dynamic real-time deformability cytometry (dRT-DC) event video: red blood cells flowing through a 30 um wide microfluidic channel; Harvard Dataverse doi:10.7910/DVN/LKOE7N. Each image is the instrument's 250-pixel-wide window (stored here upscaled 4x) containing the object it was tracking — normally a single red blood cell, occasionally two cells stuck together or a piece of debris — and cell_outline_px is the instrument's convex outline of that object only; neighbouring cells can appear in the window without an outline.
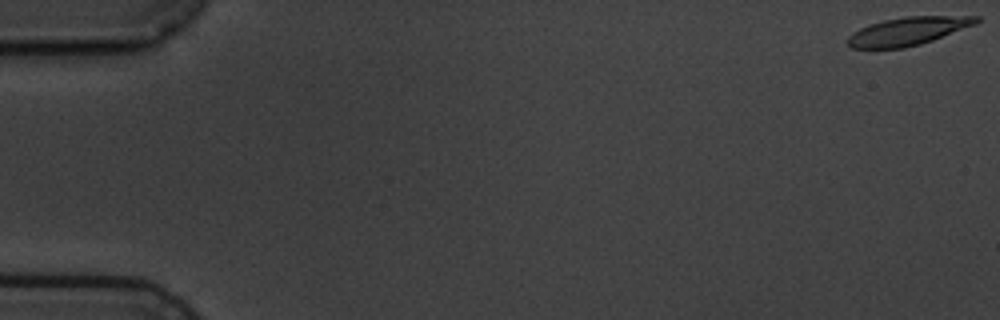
{"species": "common noctule bat (a hibernating species)", "species_latin": "Nyctalus noctula", "temperature_condition": "cold", "stored_images_in_passage": 5, "camera_frame_rate_fps": 3000, "um_per_image_px": 0.085, "animal": {"sex": "male", "body_mass_g": 19.5, "forearm_length_mm": 54.6}, "frame": {"image": 1, "passage_image": 1, "time_ms": 0.0, "image_size_px": [1000, 320], "cell_outline_px": [[984, 20], [976, 24], [932, 40], [920, 44], [904, 48], [852, 48], [844, 40], [852, 32], [868, 24], [884, 20], [904, 16], [980, 16]], "centroid_in_image_um": [77.17, 2.64], "position_along_channel_um": 7.8, "area_um2": 21.21}}
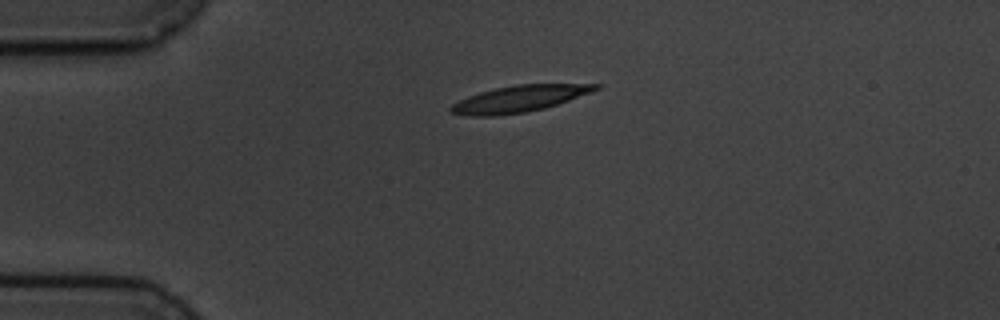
{"frame": {"image": 2, "passage_image": 4, "time_ms": 4.333, "image_size_px": [1000, 320], "cell_outline_px": [[604, 84], [600, 88], [592, 92], [544, 108], [524, 112], [500, 116], [468, 116], [448, 112], [448, 108], [452, 104], [468, 96], [480, 92], [496, 88], [516, 84]], "centroid_in_image_um": [44.1, 8.4], "position_along_channel_um": 40.9, "area_um2": 22.31}}